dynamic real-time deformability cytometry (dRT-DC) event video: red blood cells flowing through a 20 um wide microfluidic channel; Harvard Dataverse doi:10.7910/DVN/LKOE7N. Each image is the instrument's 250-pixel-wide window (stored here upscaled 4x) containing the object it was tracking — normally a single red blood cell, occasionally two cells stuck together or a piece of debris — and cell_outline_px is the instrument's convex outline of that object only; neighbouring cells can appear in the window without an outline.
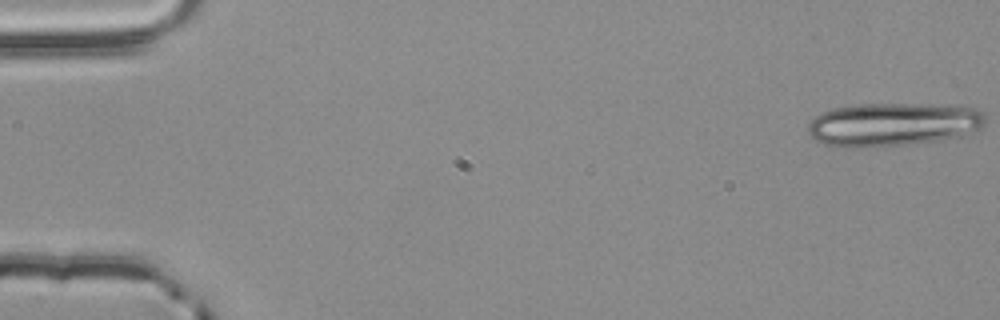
{"species": "common noctule bat (a hibernating species)", "species_latin": "Nyctalus noctula", "temperature_condition": "room temperature", "stored_images_in_passage": 20, "camera_frame_rate_fps": 3000, "um_per_image_px": 0.085, "animal": {"sex": "male", "body_mass_g": 20.4}, "frame": {"image": 1, "passage_image": 1, "time_ms": 0.0, "image_size_px": [1000, 320], "cell_outline_px": [[984, 128], [960, 136], [936, 140], [904, 144], [856, 148], [848, 148], [824, 144], [816, 140], [808, 132], [808, 124], [820, 112], [832, 108], [856, 104], [924, 104], [976, 108], [984, 116]], "centroid_in_image_um": [75.86, 10.57], "position_along_channel_um": 9.1, "area_um2": 44.68}}